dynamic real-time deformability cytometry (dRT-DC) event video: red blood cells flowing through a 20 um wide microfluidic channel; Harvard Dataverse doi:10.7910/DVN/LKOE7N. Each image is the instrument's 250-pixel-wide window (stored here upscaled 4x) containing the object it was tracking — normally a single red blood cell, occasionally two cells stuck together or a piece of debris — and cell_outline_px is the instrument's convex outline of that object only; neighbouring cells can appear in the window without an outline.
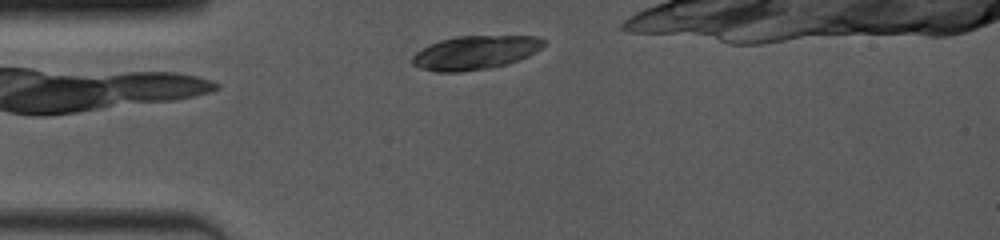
{"species": "common noctule bat (a hibernating species)", "species_latin": "Nyctalus noctula", "temperature_condition": "room temperature", "stored_images_in_passage": 44, "camera_frame_rate_fps": 4000, "um_per_image_px": 0.085, "animal": {"sex": "female", "body_mass_g": 19.0, "forearm_length_mm": 53.3}, "frame": {"image": 1, "passage_image": 4, "time_ms": 0.75, "image_size_px": [1000, 240], "cell_outline_px": [[548, 44], [536, 52], [520, 60], [508, 64], [488, 68], [460, 72], [436, 72], [420, 68], [412, 64], [412, 56], [416, 52], [440, 40], [456, 36], [536, 36], [548, 40]], "centroid_in_image_um": [40.46, 4.47], "position_along_channel_um": 44.5, "area_um2": 26.07}}
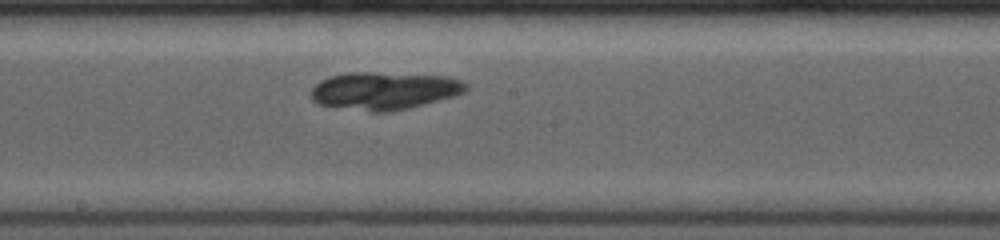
{"frame": {"image": 2, "passage_image": 23, "time_ms": 5.5, "image_size_px": [1000, 240], "cell_outline_px": [[468, 88], [464, 92], [456, 96], [408, 108], [388, 112], [372, 112], [320, 104], [312, 100], [312, 88], [320, 80], [332, 76], [348, 72], [372, 72], [448, 76], [460, 80], [468, 84]], "centroid_in_image_um": [32.7, 7.7], "position_along_channel_um": 215.5, "area_um2": 33.93}}
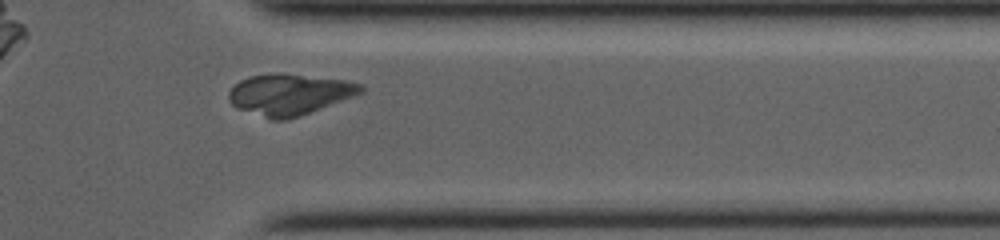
{"frame": {"image": 3, "passage_image": 40, "time_ms": 9.75, "image_size_px": [1000, 240], "cell_outline_px": [[364, 92], [356, 96], [300, 116], [288, 120], [272, 120], [236, 108], [228, 100], [228, 92], [240, 80], [248, 76], [276, 72], [344, 80], [360, 84], [364, 88]], "centroid_in_image_um": [24.59, 8.03], "position_along_channel_um": 386.8, "area_um2": 31.85}}